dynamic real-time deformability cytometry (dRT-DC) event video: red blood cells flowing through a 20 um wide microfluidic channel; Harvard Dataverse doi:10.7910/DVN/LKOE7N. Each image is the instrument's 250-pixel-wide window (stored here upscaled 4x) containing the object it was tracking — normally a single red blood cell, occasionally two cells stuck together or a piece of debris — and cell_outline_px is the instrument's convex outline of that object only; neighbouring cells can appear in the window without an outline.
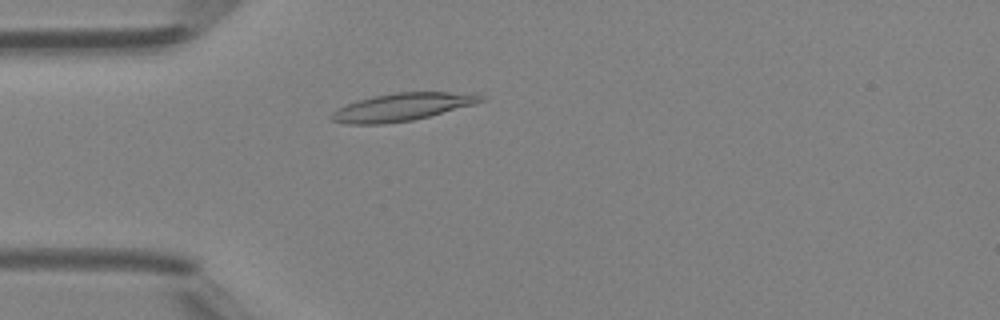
{"species": "Egyptian fruit bat (a non-hibernating species)", "species_latin": "Rousettus aegyptiacus", "temperature_condition": "room temperature", "stored_images_in_passage": 45, "camera_frame_rate_fps": 3000, "um_per_image_px": 0.085, "animal": {"sex": "female"}, "frame": {"image": 1, "passage_image": 11, "time_ms": 3.333, "image_size_px": [1000, 320], "cell_outline_px": [[488, 100], [476, 104], [412, 120], [384, 124], [348, 124], [332, 120], [332, 112], [336, 108], [360, 100], [376, 96], [396, 92], [476, 92], [488, 96]], "centroid_in_image_um": [34.32, 9.08], "position_along_channel_um": 50.7, "area_um2": 24.22}}
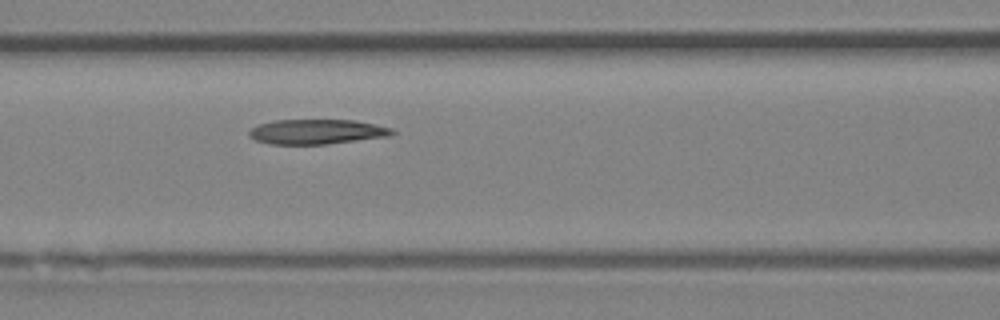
{"frame": {"image": 2, "passage_image": 18, "time_ms": 5.667, "image_size_px": [1000, 320], "cell_outline_px": [[396, 132], [392, 136], [324, 144], [268, 144], [256, 140], [248, 136], [248, 132], [256, 124], [272, 120], [356, 120], [376, 124], [392, 128]], "centroid_in_image_um": [26.92, 11.19], "position_along_channel_um": 139.7, "area_um2": 20.92}}
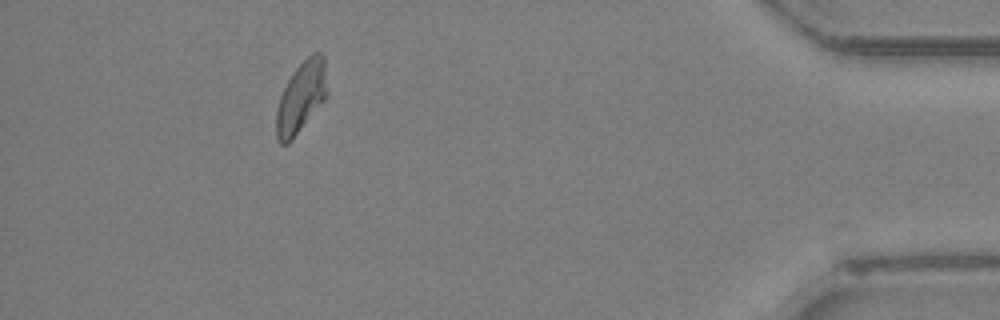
{"frame": {"image": 3, "passage_image": 41, "time_ms": 13.333, "image_size_px": [1000, 320], "cell_outline_px": [[328, 96], [292, 140], [288, 144], [280, 144], [276, 140], [276, 108], [280, 96], [292, 72], [312, 52], [320, 52], [324, 56], [328, 92]], "centroid_in_image_um": [25.6, 8.27], "position_along_channel_um": 409.6, "area_um2": 21.33}}